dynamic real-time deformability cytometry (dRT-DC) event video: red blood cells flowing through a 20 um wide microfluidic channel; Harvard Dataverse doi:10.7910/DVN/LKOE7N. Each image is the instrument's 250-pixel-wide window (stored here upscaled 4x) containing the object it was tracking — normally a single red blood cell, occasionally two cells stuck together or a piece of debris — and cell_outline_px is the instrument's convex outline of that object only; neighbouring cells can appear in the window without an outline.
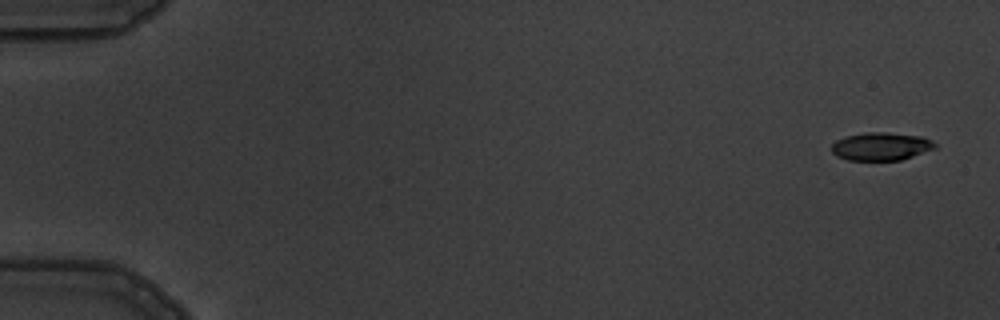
{"species": "common noctule bat (a hibernating species)", "species_latin": "Nyctalus noctula", "temperature_condition": "warm", "stored_images_in_passage": 6, "camera_frame_rate_fps": 3000, "um_per_image_px": 0.085, "animal": {"sex": "male", "body_mass_g": 19.5, "forearm_length_mm": 54.6}, "frame": {"image": 1, "passage_image": 1, "time_ms": 0.0, "image_size_px": [1000, 320], "cell_outline_px": [[936, 148], [900, 160], [848, 160], [836, 156], [832, 152], [832, 144], [836, 140], [844, 136], [868, 132], [888, 132], [924, 136], [932, 140], [936, 144]], "centroid_in_image_um": [74.89, 12.43], "position_along_channel_um": 10.1, "area_um2": 16.99}}
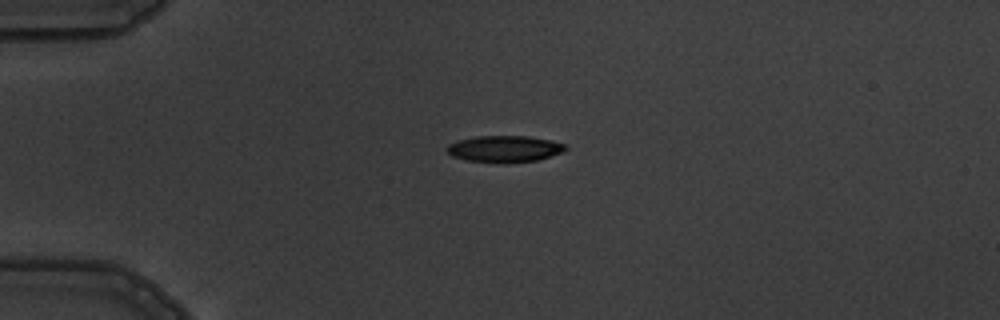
{"frame": {"image": 2, "passage_image": 4, "time_ms": 4.0, "image_size_px": [1000, 320], "cell_outline_px": [[568, 148], [564, 152], [536, 160], [504, 164], [500, 164], [468, 160], [452, 156], [444, 148], [448, 144], [460, 140], [476, 136], [528, 136], [552, 140], [568, 144]], "centroid_in_image_um": [42.92, 12.66], "position_along_channel_um": 42.1, "area_um2": 18.67}}